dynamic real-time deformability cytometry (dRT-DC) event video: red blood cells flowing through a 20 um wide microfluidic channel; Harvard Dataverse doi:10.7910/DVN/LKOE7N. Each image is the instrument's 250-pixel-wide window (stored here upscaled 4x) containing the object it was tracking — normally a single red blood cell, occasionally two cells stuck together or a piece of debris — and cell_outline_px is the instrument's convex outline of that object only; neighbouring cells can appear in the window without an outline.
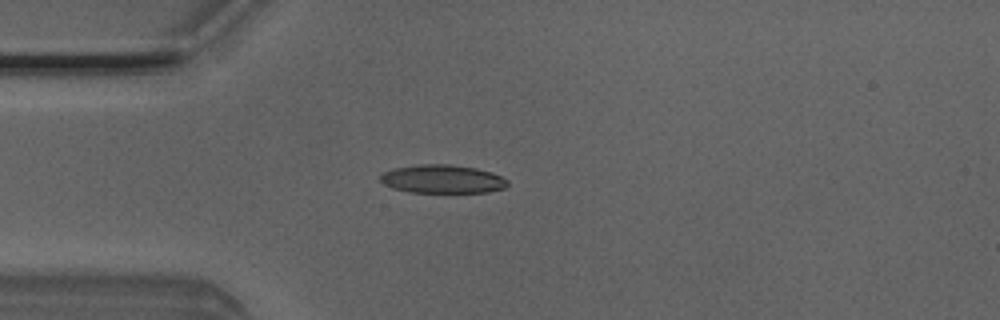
{"species": "Egyptian fruit bat (a non-hibernating species)", "species_latin": "Rousettus aegyptiacus", "temperature_condition": "room temperature", "stored_images_in_passage": 4, "camera_frame_rate_fps": 3000, "um_per_image_px": 0.085, "animal": {"sex": "male"}, "frame": {"image": 1, "passage_image": 4, "time_ms": 1.0, "image_size_px": [1000, 320], "cell_outline_px": [[508, 184], [504, 188], [488, 192], [408, 192], [392, 188], [384, 184], [380, 180], [380, 176], [384, 172], [392, 168], [420, 164], [448, 164], [476, 168], [492, 172], [508, 180]], "centroid_in_image_um": [37.59, 15.21], "position_along_channel_um": 47.4, "area_um2": 21.1}}